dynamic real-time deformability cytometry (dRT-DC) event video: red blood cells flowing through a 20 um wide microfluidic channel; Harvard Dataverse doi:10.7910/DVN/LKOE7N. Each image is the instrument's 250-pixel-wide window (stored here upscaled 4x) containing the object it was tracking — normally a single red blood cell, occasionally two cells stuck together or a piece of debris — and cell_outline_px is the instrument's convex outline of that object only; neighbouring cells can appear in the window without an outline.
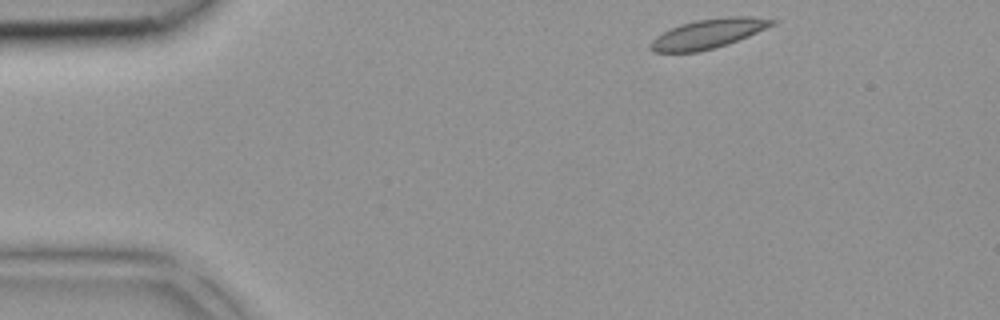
{"species": "common noctule bat (a hibernating species)", "species_latin": "Nyctalus noctula", "temperature_condition": "room temperature", "stored_images_in_passage": 37, "camera_frame_rate_fps": 3000, "um_per_image_px": 0.085, "animal": {"sex": "female", "body_mass_g": 18.4}, "frame": {"image": 1, "passage_image": 1, "time_ms": 0.0, "image_size_px": [1000, 320], "cell_outline_px": [[776, 24], [748, 36], [728, 44], [716, 48], [696, 52], [652, 52], [648, 48], [648, 44], [656, 36], [680, 24], [696, 20], [728, 16], [752, 16], [776, 20]], "centroid_in_image_um": [60.19, 2.86], "position_along_channel_um": 24.8, "area_um2": 20.92}}
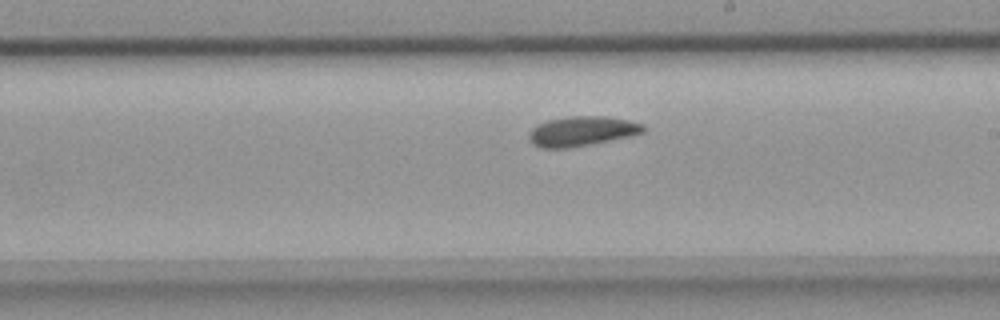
{"frame": {"image": 2, "passage_image": 19, "time_ms": 6.0, "image_size_px": [1000, 320], "cell_outline_px": [[644, 132], [628, 136], [568, 148], [540, 148], [532, 144], [528, 140], [528, 132], [536, 124], [548, 120], [572, 116], [608, 116], [628, 120], [644, 124]], "centroid_in_image_um": [49.39, 11.14], "position_along_channel_um": 239.6, "area_um2": 19.77}}
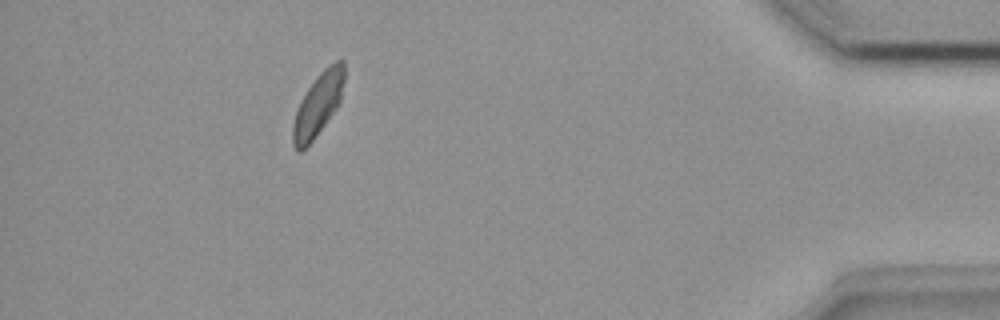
{"frame": {"image": 3, "passage_image": 33, "time_ms": 10.667, "image_size_px": [1000, 320], "cell_outline_px": [[344, 80], [340, 100], [336, 108], [312, 140], [300, 152], [296, 152], [292, 144], [292, 124], [300, 100], [316, 76], [328, 64], [336, 60], [344, 60]], "centroid_in_image_um": [27.01, 8.86], "position_along_channel_um": 408.2, "area_um2": 18.67}}